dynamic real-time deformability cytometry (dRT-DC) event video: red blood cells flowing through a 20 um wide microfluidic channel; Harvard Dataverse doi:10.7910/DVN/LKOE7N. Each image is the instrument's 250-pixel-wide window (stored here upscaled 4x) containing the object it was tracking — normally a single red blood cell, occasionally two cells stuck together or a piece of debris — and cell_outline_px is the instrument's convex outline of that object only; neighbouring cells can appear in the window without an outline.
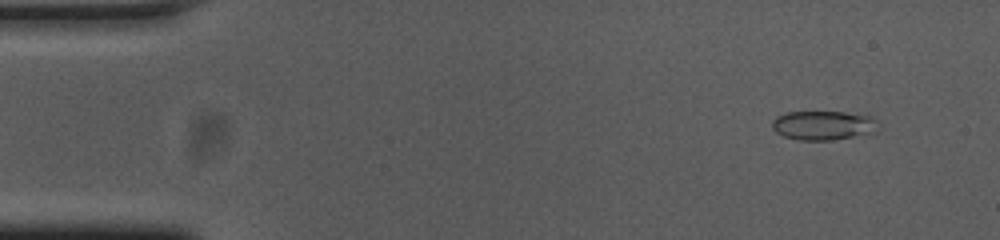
{"species": "common noctule bat (a hibernating species)", "species_latin": "Nyctalus noctula", "temperature_condition": "cold", "stored_images_in_passage": 54, "camera_frame_rate_fps": 3000, "um_per_image_px": 0.085, "animal": {"sex": "female", "body_mass_g": 23.0, "forearm_length_mm": 53.4}, "frame": {"image": 1, "passage_image": 5, "time_ms": 1.333, "image_size_px": [1000, 240], "cell_outline_px": [[880, 128], [876, 132], [832, 140], [800, 140], [784, 136], [776, 132], [772, 128], [772, 120], [776, 116], [788, 112], [844, 112], [872, 116], [876, 120]], "centroid_in_image_um": [70.0, 10.65], "position_along_channel_um": 15.0, "area_um2": 18.15}}
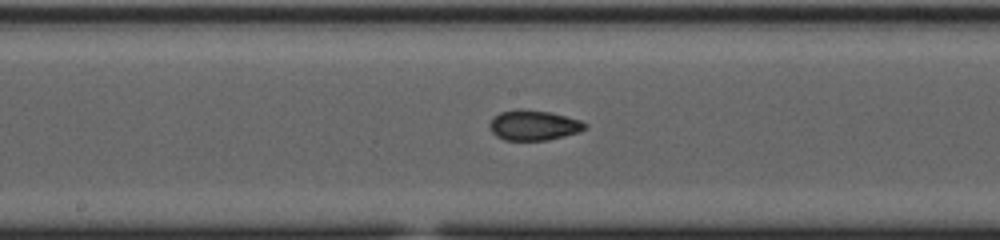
{"frame": {"image": 2, "passage_image": 28, "time_ms": 9.0, "image_size_px": [1000, 240], "cell_outline_px": [[588, 128], [580, 132], [548, 140], [504, 140], [496, 136], [488, 128], [488, 124], [500, 112], [516, 108], [520, 108], [552, 112], [580, 120], [588, 124]], "centroid_in_image_um": [45.38, 10.64], "position_along_channel_um": 202.8, "area_um2": 17.05}}
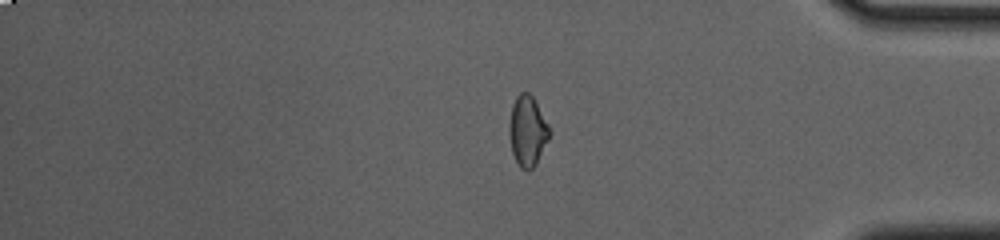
{"frame": {"image": 3, "passage_image": 45, "time_ms": 14.667, "image_size_px": [1000, 240], "cell_outline_px": [[552, 132], [536, 164], [528, 172], [520, 168], [512, 152], [508, 128], [512, 104], [516, 96], [520, 92], [528, 92], [532, 96], [548, 124]], "centroid_in_image_um": [44.83, 11.14], "position_along_channel_um": 390.4, "area_um2": 16.53}, "authors_computed_cell_mechanics": {"area_um2": 16.7331, "velocity_mm_per_s": 3.7516, "shape_relaxation_time_tau1_ms": null, "shape_relaxation_time_tau2_ms": 1.5458, "deformation_change_tau1": null, "deformation_change_tau2": 0.0537}}